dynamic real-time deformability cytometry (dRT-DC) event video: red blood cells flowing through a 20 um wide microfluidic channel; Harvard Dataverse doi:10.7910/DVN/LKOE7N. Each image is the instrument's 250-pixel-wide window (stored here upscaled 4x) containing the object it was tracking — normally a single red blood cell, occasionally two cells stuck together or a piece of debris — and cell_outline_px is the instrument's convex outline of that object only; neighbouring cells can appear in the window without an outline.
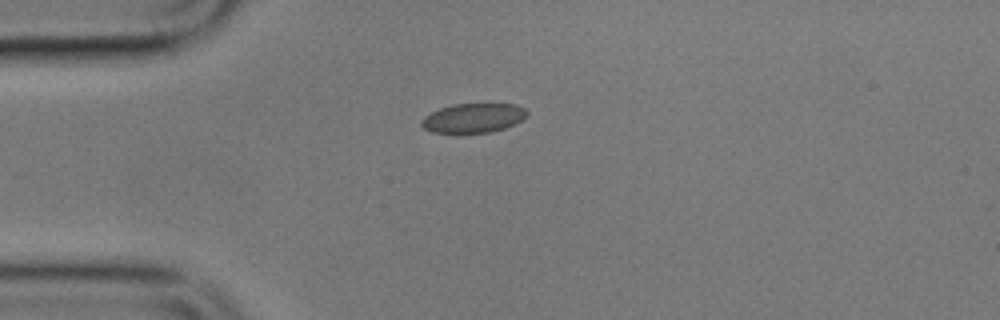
{"species": "common noctule bat (a hibernating species)", "species_latin": "Nyctalus noctula", "temperature_condition": "cold", "stored_images_in_passage": 2, "camera_frame_rate_fps": 3000, "um_per_image_px": 0.085, "animal": {"sex": "male", "body_mass_g": 17.9}, "frame": {"image": 1, "passage_image": 1, "time_ms": 0.0, "image_size_px": [1000, 320], "cell_outline_px": [[528, 112], [520, 120], [504, 128], [492, 132], [432, 132], [424, 128], [420, 124], [420, 120], [424, 116], [440, 108], [452, 104], [516, 104], [524, 108]], "centroid_in_image_um": [40.19, 10.02], "position_along_channel_um": 44.8, "area_um2": 17.74}}